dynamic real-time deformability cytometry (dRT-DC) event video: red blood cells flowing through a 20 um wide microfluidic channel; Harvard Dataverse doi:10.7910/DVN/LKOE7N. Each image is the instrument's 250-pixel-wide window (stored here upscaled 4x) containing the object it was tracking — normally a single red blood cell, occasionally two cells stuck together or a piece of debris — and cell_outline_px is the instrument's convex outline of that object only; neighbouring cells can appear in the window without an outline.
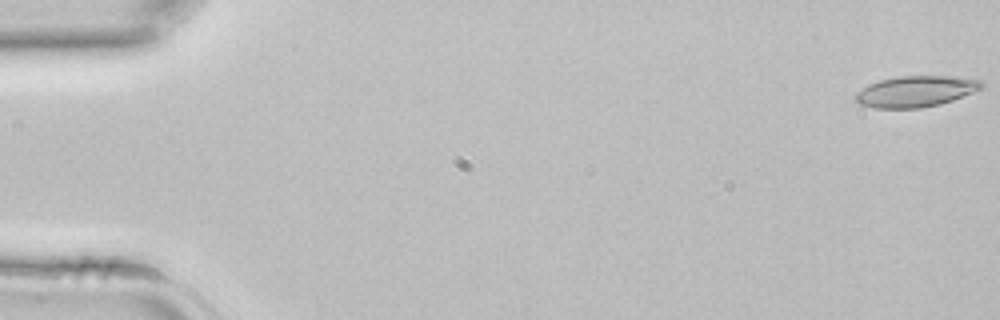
{"species": "common noctule bat (a hibernating species)", "species_latin": "Nyctalus noctula", "temperature_condition": "room temperature", "stored_images_in_passage": 43, "camera_frame_rate_fps": 3000, "um_per_image_px": 0.085, "animal": {"sex": "female", "body_mass_g": 22.7, "forearm_length_mm": 54.2}, "frame": {"image": 1, "passage_image": 1, "time_ms": 0.0, "image_size_px": [1000, 320], "cell_outline_px": [[984, 88], [952, 100], [940, 104], [920, 108], [876, 108], [860, 104], [852, 100], [852, 96], [856, 92], [868, 84], [880, 80], [896, 76], [948, 76], [980, 80], [984, 84]], "centroid_in_image_um": [77.78, 7.77], "position_along_channel_um": 7.2, "area_um2": 22.95}}
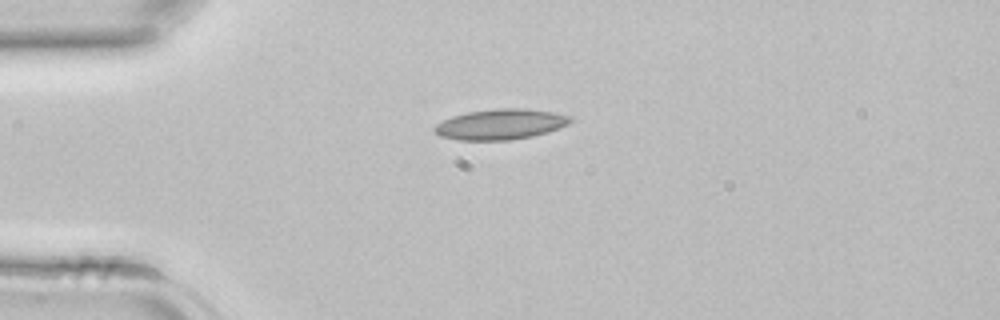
{"frame": {"image": 2, "passage_image": 11, "time_ms": 3.333, "image_size_px": [1000, 320], "cell_outline_px": [[572, 120], [568, 124], [560, 128], [548, 132], [532, 136], [508, 140], [460, 140], [440, 136], [432, 128], [436, 124], [452, 116], [468, 112], [496, 108], [528, 108], [556, 112], [572, 116]], "centroid_in_image_um": [42.59, 10.55], "position_along_channel_um": 42.4, "area_um2": 24.28}}
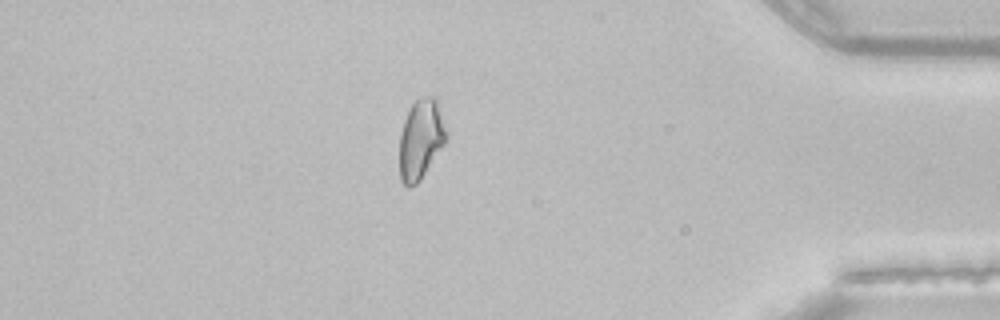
{"frame": {"image": 3, "passage_image": 37, "time_ms": 12.0, "image_size_px": [1000, 320], "cell_outline_px": [[448, 136], [444, 144], [420, 180], [416, 184], [408, 188], [400, 180], [400, 136], [404, 120], [412, 104], [420, 96], [436, 96], [448, 132]], "centroid_in_image_um": [35.79, 11.81], "position_along_channel_um": 399.4, "area_um2": 21.85}}